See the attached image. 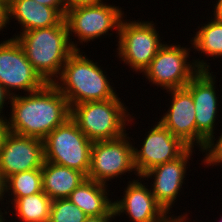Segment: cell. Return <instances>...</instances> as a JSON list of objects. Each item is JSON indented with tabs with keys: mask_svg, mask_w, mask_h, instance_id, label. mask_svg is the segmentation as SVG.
<instances>
[{
	"mask_svg": "<svg viewBox=\"0 0 222 222\" xmlns=\"http://www.w3.org/2000/svg\"><path fill=\"white\" fill-rule=\"evenodd\" d=\"M9 132L43 140L71 116L66 97L53 83L40 90L11 97Z\"/></svg>",
	"mask_w": 222,
	"mask_h": 222,
	"instance_id": "obj_1",
	"label": "cell"
},
{
	"mask_svg": "<svg viewBox=\"0 0 222 222\" xmlns=\"http://www.w3.org/2000/svg\"><path fill=\"white\" fill-rule=\"evenodd\" d=\"M98 63L83 50H75L66 60L53 84L66 97L70 108L83 102L104 101L118 95L113 87V78Z\"/></svg>",
	"mask_w": 222,
	"mask_h": 222,
	"instance_id": "obj_2",
	"label": "cell"
},
{
	"mask_svg": "<svg viewBox=\"0 0 222 222\" xmlns=\"http://www.w3.org/2000/svg\"><path fill=\"white\" fill-rule=\"evenodd\" d=\"M28 61L46 83H53L75 51L70 44L65 19L58 25L23 32L15 37Z\"/></svg>",
	"mask_w": 222,
	"mask_h": 222,
	"instance_id": "obj_3",
	"label": "cell"
},
{
	"mask_svg": "<svg viewBox=\"0 0 222 222\" xmlns=\"http://www.w3.org/2000/svg\"><path fill=\"white\" fill-rule=\"evenodd\" d=\"M121 99L117 95L104 101H88L73 105L70 118L92 142L120 138L137 123L134 121L136 117L130 113L129 106Z\"/></svg>",
	"mask_w": 222,
	"mask_h": 222,
	"instance_id": "obj_4",
	"label": "cell"
},
{
	"mask_svg": "<svg viewBox=\"0 0 222 222\" xmlns=\"http://www.w3.org/2000/svg\"><path fill=\"white\" fill-rule=\"evenodd\" d=\"M122 9L119 5H113V2L112 4L102 2L66 10L65 21L73 49L81 50V47L78 46L83 45L85 48V44L87 46L88 43L99 38L101 42V38L106 39V36L111 39V36L115 34H117L115 38L118 40L120 24L126 16L124 13H127ZM113 30L116 31L115 34H113Z\"/></svg>",
	"mask_w": 222,
	"mask_h": 222,
	"instance_id": "obj_5",
	"label": "cell"
},
{
	"mask_svg": "<svg viewBox=\"0 0 222 222\" xmlns=\"http://www.w3.org/2000/svg\"><path fill=\"white\" fill-rule=\"evenodd\" d=\"M154 21L133 20L125 16L120 24L118 40H115L116 57L123 67L140 75L150 65L159 49L165 44ZM125 64V65H124Z\"/></svg>",
	"mask_w": 222,
	"mask_h": 222,
	"instance_id": "obj_6",
	"label": "cell"
},
{
	"mask_svg": "<svg viewBox=\"0 0 222 222\" xmlns=\"http://www.w3.org/2000/svg\"><path fill=\"white\" fill-rule=\"evenodd\" d=\"M191 49L192 45L183 46L177 41L175 44L165 42L142 73V77L146 79L145 83L148 80L147 84L156 85L163 91L185 88L199 72L193 55H190L192 54L190 52L193 51Z\"/></svg>",
	"mask_w": 222,
	"mask_h": 222,
	"instance_id": "obj_7",
	"label": "cell"
},
{
	"mask_svg": "<svg viewBox=\"0 0 222 222\" xmlns=\"http://www.w3.org/2000/svg\"><path fill=\"white\" fill-rule=\"evenodd\" d=\"M134 139L131 135L129 136V133H126L114 140L93 142L87 178L109 186L114 179H116L115 182H117V178L125 179V177H121L127 173L131 177L134 174L137 175L134 166Z\"/></svg>",
	"mask_w": 222,
	"mask_h": 222,
	"instance_id": "obj_8",
	"label": "cell"
},
{
	"mask_svg": "<svg viewBox=\"0 0 222 222\" xmlns=\"http://www.w3.org/2000/svg\"><path fill=\"white\" fill-rule=\"evenodd\" d=\"M92 143L69 118L43 139L45 161L79 170L87 176Z\"/></svg>",
	"mask_w": 222,
	"mask_h": 222,
	"instance_id": "obj_9",
	"label": "cell"
},
{
	"mask_svg": "<svg viewBox=\"0 0 222 222\" xmlns=\"http://www.w3.org/2000/svg\"><path fill=\"white\" fill-rule=\"evenodd\" d=\"M213 73L216 72L199 71L185 86L191 93L195 105L198 151L204 147L206 141L211 136L214 134L218 136L217 131L221 129H217L218 126L216 125L221 123L219 118L222 115H220L219 111L221 112L222 110V104L220 103L221 100L219 98L221 97H219L220 94L218 92L222 91H219L217 88V76Z\"/></svg>",
	"mask_w": 222,
	"mask_h": 222,
	"instance_id": "obj_10",
	"label": "cell"
},
{
	"mask_svg": "<svg viewBox=\"0 0 222 222\" xmlns=\"http://www.w3.org/2000/svg\"><path fill=\"white\" fill-rule=\"evenodd\" d=\"M0 84L11 96L38 91L46 84L13 37L0 41Z\"/></svg>",
	"mask_w": 222,
	"mask_h": 222,
	"instance_id": "obj_11",
	"label": "cell"
},
{
	"mask_svg": "<svg viewBox=\"0 0 222 222\" xmlns=\"http://www.w3.org/2000/svg\"><path fill=\"white\" fill-rule=\"evenodd\" d=\"M197 151L192 147H188L179 157L176 159L158 165L151 170L144 173L141 177L149 184L150 190L154 195L157 203L164 209L169 215L174 214V205H177L183 190V184L187 180V171L191 166L190 160L195 159L192 156ZM189 167V168H188ZM152 179V180H151ZM151 180V183H150ZM181 192V193H180ZM178 200V201H177ZM173 211V212H172Z\"/></svg>",
	"mask_w": 222,
	"mask_h": 222,
	"instance_id": "obj_12",
	"label": "cell"
},
{
	"mask_svg": "<svg viewBox=\"0 0 222 222\" xmlns=\"http://www.w3.org/2000/svg\"><path fill=\"white\" fill-rule=\"evenodd\" d=\"M153 121L150 129L145 131L144 139L133 142L134 166L138 176H142L152 168L179 157L188 146L174 136L159 121ZM137 146H136V145Z\"/></svg>",
	"mask_w": 222,
	"mask_h": 222,
	"instance_id": "obj_13",
	"label": "cell"
},
{
	"mask_svg": "<svg viewBox=\"0 0 222 222\" xmlns=\"http://www.w3.org/2000/svg\"><path fill=\"white\" fill-rule=\"evenodd\" d=\"M128 179L122 198L113 200L116 219L125 214L129 222H169L170 215L157 203L147 182L138 175Z\"/></svg>",
	"mask_w": 222,
	"mask_h": 222,
	"instance_id": "obj_14",
	"label": "cell"
},
{
	"mask_svg": "<svg viewBox=\"0 0 222 222\" xmlns=\"http://www.w3.org/2000/svg\"><path fill=\"white\" fill-rule=\"evenodd\" d=\"M43 140L9 132L0 147V172L6 180L15 173L43 167Z\"/></svg>",
	"mask_w": 222,
	"mask_h": 222,
	"instance_id": "obj_15",
	"label": "cell"
},
{
	"mask_svg": "<svg viewBox=\"0 0 222 222\" xmlns=\"http://www.w3.org/2000/svg\"><path fill=\"white\" fill-rule=\"evenodd\" d=\"M165 92L170 94L169 103L165 104V107H169L163 115H159L158 121L188 147L196 148L195 105L191 93L186 88Z\"/></svg>",
	"mask_w": 222,
	"mask_h": 222,
	"instance_id": "obj_16",
	"label": "cell"
},
{
	"mask_svg": "<svg viewBox=\"0 0 222 222\" xmlns=\"http://www.w3.org/2000/svg\"><path fill=\"white\" fill-rule=\"evenodd\" d=\"M66 8H51L34 0H12L7 9V25L12 21L20 29L13 38L23 32L60 24L65 19ZM12 20V21H11ZM19 24V26H18Z\"/></svg>",
	"mask_w": 222,
	"mask_h": 222,
	"instance_id": "obj_17",
	"label": "cell"
},
{
	"mask_svg": "<svg viewBox=\"0 0 222 222\" xmlns=\"http://www.w3.org/2000/svg\"><path fill=\"white\" fill-rule=\"evenodd\" d=\"M211 16V17H210ZM208 16L209 20L201 22L192 35L189 43L192 45L194 55L199 54L200 58L193 57L194 63L199 71H210L212 70L211 64L208 61H214L220 58L222 61V18L215 17L213 15ZM211 18V19H210ZM197 52V53H196ZM209 60H206L205 57ZM215 57V58H214Z\"/></svg>",
	"mask_w": 222,
	"mask_h": 222,
	"instance_id": "obj_18",
	"label": "cell"
},
{
	"mask_svg": "<svg viewBox=\"0 0 222 222\" xmlns=\"http://www.w3.org/2000/svg\"><path fill=\"white\" fill-rule=\"evenodd\" d=\"M109 187L87 178L72 191L68 199L87 216L105 215L113 208L114 194H110L112 190L109 189L112 188Z\"/></svg>",
	"mask_w": 222,
	"mask_h": 222,
	"instance_id": "obj_19",
	"label": "cell"
},
{
	"mask_svg": "<svg viewBox=\"0 0 222 222\" xmlns=\"http://www.w3.org/2000/svg\"><path fill=\"white\" fill-rule=\"evenodd\" d=\"M87 176L79 170L44 161L42 167L43 191L53 201L68 198Z\"/></svg>",
	"mask_w": 222,
	"mask_h": 222,
	"instance_id": "obj_20",
	"label": "cell"
},
{
	"mask_svg": "<svg viewBox=\"0 0 222 222\" xmlns=\"http://www.w3.org/2000/svg\"><path fill=\"white\" fill-rule=\"evenodd\" d=\"M51 204L52 200L44 191H42L16 199L11 204L12 206L10 205L7 209H4V212H2L1 215L4 222L8 221V219H6L7 217L9 218L8 222H14V220L15 222H48ZM11 215L14 217L10 219Z\"/></svg>",
	"mask_w": 222,
	"mask_h": 222,
	"instance_id": "obj_21",
	"label": "cell"
},
{
	"mask_svg": "<svg viewBox=\"0 0 222 222\" xmlns=\"http://www.w3.org/2000/svg\"><path fill=\"white\" fill-rule=\"evenodd\" d=\"M42 191V168L15 173L5 180V208L18 198Z\"/></svg>",
	"mask_w": 222,
	"mask_h": 222,
	"instance_id": "obj_22",
	"label": "cell"
},
{
	"mask_svg": "<svg viewBox=\"0 0 222 222\" xmlns=\"http://www.w3.org/2000/svg\"><path fill=\"white\" fill-rule=\"evenodd\" d=\"M88 216L68 198L52 201L48 222H84Z\"/></svg>",
	"mask_w": 222,
	"mask_h": 222,
	"instance_id": "obj_23",
	"label": "cell"
},
{
	"mask_svg": "<svg viewBox=\"0 0 222 222\" xmlns=\"http://www.w3.org/2000/svg\"><path fill=\"white\" fill-rule=\"evenodd\" d=\"M218 137L216 135L211 136L205 143L204 147L200 150L204 154V158L201 160V165L205 168L211 167L213 169L214 165L220 166L222 168V129Z\"/></svg>",
	"mask_w": 222,
	"mask_h": 222,
	"instance_id": "obj_24",
	"label": "cell"
},
{
	"mask_svg": "<svg viewBox=\"0 0 222 222\" xmlns=\"http://www.w3.org/2000/svg\"><path fill=\"white\" fill-rule=\"evenodd\" d=\"M66 10L74 9L81 6H89V5H96L102 2H105V0H64Z\"/></svg>",
	"mask_w": 222,
	"mask_h": 222,
	"instance_id": "obj_25",
	"label": "cell"
},
{
	"mask_svg": "<svg viewBox=\"0 0 222 222\" xmlns=\"http://www.w3.org/2000/svg\"><path fill=\"white\" fill-rule=\"evenodd\" d=\"M11 95L5 90V88L0 84V116H8L9 112H5V107H10ZM7 101V102H6ZM6 105V106H5ZM9 105V106H8Z\"/></svg>",
	"mask_w": 222,
	"mask_h": 222,
	"instance_id": "obj_26",
	"label": "cell"
},
{
	"mask_svg": "<svg viewBox=\"0 0 222 222\" xmlns=\"http://www.w3.org/2000/svg\"><path fill=\"white\" fill-rule=\"evenodd\" d=\"M116 218L114 208L107 214L101 216H88L84 222H113Z\"/></svg>",
	"mask_w": 222,
	"mask_h": 222,
	"instance_id": "obj_27",
	"label": "cell"
},
{
	"mask_svg": "<svg viewBox=\"0 0 222 222\" xmlns=\"http://www.w3.org/2000/svg\"><path fill=\"white\" fill-rule=\"evenodd\" d=\"M8 133V116H0V147L2 146L4 139Z\"/></svg>",
	"mask_w": 222,
	"mask_h": 222,
	"instance_id": "obj_28",
	"label": "cell"
},
{
	"mask_svg": "<svg viewBox=\"0 0 222 222\" xmlns=\"http://www.w3.org/2000/svg\"><path fill=\"white\" fill-rule=\"evenodd\" d=\"M35 2L51 8H66L64 0H34Z\"/></svg>",
	"mask_w": 222,
	"mask_h": 222,
	"instance_id": "obj_29",
	"label": "cell"
},
{
	"mask_svg": "<svg viewBox=\"0 0 222 222\" xmlns=\"http://www.w3.org/2000/svg\"><path fill=\"white\" fill-rule=\"evenodd\" d=\"M7 27H9L7 25V9L0 4V34L1 31L3 34L4 29H7Z\"/></svg>",
	"mask_w": 222,
	"mask_h": 222,
	"instance_id": "obj_30",
	"label": "cell"
},
{
	"mask_svg": "<svg viewBox=\"0 0 222 222\" xmlns=\"http://www.w3.org/2000/svg\"><path fill=\"white\" fill-rule=\"evenodd\" d=\"M4 198H6L5 197V179H4L3 175L0 172V204H1L0 205L1 206L0 207V214H2V210L4 212V209H5V208L2 209V207H5V201L4 200H6V199H4Z\"/></svg>",
	"mask_w": 222,
	"mask_h": 222,
	"instance_id": "obj_31",
	"label": "cell"
},
{
	"mask_svg": "<svg viewBox=\"0 0 222 222\" xmlns=\"http://www.w3.org/2000/svg\"><path fill=\"white\" fill-rule=\"evenodd\" d=\"M180 214L178 216L175 215V214L170 215L169 222H190L191 221V219L188 217L189 214L187 213V210H186V212H183V213H180ZM192 222H197V221L193 220Z\"/></svg>",
	"mask_w": 222,
	"mask_h": 222,
	"instance_id": "obj_32",
	"label": "cell"
},
{
	"mask_svg": "<svg viewBox=\"0 0 222 222\" xmlns=\"http://www.w3.org/2000/svg\"><path fill=\"white\" fill-rule=\"evenodd\" d=\"M211 2H212V4H211ZM209 3L211 4V7L213 6V8H212L213 14H211V15H213L215 17L222 18V0H214V1L212 0Z\"/></svg>",
	"mask_w": 222,
	"mask_h": 222,
	"instance_id": "obj_33",
	"label": "cell"
},
{
	"mask_svg": "<svg viewBox=\"0 0 222 222\" xmlns=\"http://www.w3.org/2000/svg\"><path fill=\"white\" fill-rule=\"evenodd\" d=\"M11 1H12V0H0V4H1L2 6H4L6 9H8L9 6H10Z\"/></svg>",
	"mask_w": 222,
	"mask_h": 222,
	"instance_id": "obj_34",
	"label": "cell"
},
{
	"mask_svg": "<svg viewBox=\"0 0 222 222\" xmlns=\"http://www.w3.org/2000/svg\"><path fill=\"white\" fill-rule=\"evenodd\" d=\"M0 222H4L2 215L0 214Z\"/></svg>",
	"mask_w": 222,
	"mask_h": 222,
	"instance_id": "obj_35",
	"label": "cell"
},
{
	"mask_svg": "<svg viewBox=\"0 0 222 222\" xmlns=\"http://www.w3.org/2000/svg\"><path fill=\"white\" fill-rule=\"evenodd\" d=\"M218 219H219V222H222V217H221V216H220ZM217 222H218V221H217Z\"/></svg>",
	"mask_w": 222,
	"mask_h": 222,
	"instance_id": "obj_36",
	"label": "cell"
}]
</instances>
